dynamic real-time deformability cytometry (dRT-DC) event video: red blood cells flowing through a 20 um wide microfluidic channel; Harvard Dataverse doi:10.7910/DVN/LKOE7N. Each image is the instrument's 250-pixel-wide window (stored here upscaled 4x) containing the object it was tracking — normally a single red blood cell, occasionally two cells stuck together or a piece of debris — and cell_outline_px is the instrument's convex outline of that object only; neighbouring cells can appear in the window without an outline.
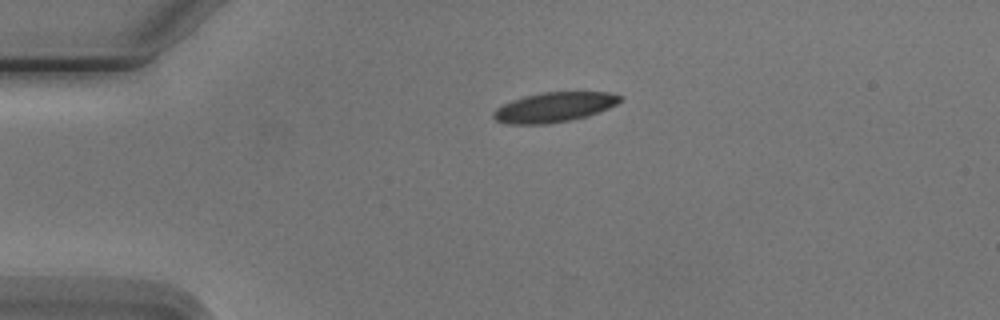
{"species": "Egyptian fruit bat (a non-hibernating species)", "species_latin": "Rousettus aegyptiacus", "temperature_condition": "cold", "stored_images_in_passage": 2, "camera_frame_rate_fps": 3000, "um_per_image_px": 0.085, "animal": {"sex": "male"}, "frame": {"image": 1, "passage_image": 1, "time_ms": 0.0, "image_size_px": [1000, 320], "cell_outline_px": [[620, 100], [616, 104], [608, 108], [588, 116], [548, 124], [508, 124], [496, 120], [492, 116], [492, 112], [496, 108], [512, 100], [524, 96], [544, 92], [608, 92], [620, 96]], "centroid_in_image_um": [47.06, 9.11], "position_along_channel_um": 37.9, "area_um2": 21.79}}